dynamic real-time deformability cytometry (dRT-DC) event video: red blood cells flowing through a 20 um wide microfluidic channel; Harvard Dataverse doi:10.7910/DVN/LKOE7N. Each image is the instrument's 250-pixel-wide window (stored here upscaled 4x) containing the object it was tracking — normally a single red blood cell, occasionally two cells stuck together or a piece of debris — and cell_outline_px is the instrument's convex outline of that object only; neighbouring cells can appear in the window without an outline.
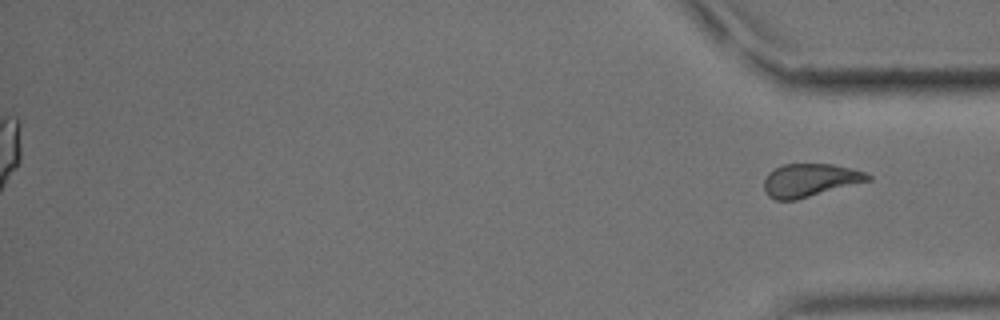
{"species": "common noctule bat (a hibernating species)", "species_latin": "Nyctalus noctula", "temperature_condition": "cold", "stored_images_in_passage": 59, "segment_of_instrument_passage": [2, 2], "camera_frame_rate_fps": 3000, "um_per_image_px": 0.085, "animal": {"sex": "male", "body_mass_g": 15.6}, "frame": {"image": 1, "passage_image": 59, "time_ms": 19.333, "image_size_px": [1000, 320], "cell_outline_px": [[872, 180], [796, 200], [776, 200], [768, 196], [764, 188], [764, 180], [768, 172], [784, 164], [832, 164], [852, 168], [864, 172], [872, 176]], "centroid_in_image_um": [68.86, 15.32], "position_along_channel_um": 366.3, "area_um2": 20.06}}